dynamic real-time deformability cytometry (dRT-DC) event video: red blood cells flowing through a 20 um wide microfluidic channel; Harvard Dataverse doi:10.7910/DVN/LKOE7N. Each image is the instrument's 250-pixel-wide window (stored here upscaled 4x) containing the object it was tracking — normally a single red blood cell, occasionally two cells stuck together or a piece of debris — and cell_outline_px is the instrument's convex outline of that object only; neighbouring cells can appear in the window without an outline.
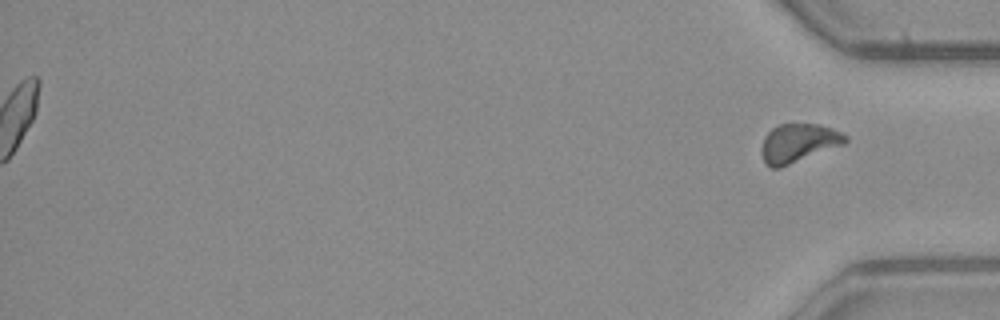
{"species": "common noctule bat (a hibernating species)", "species_latin": "Nyctalus noctula", "temperature_condition": "warm", "stored_images_in_passage": 43, "segment_of_instrument_passage": [2, 2], "camera_frame_rate_fps": 3000, "um_per_image_px": 0.085, "animal": {"sex": "male", "body_mass_g": 23.1, "forearm_length_mm": 52.7}, "frame": {"image": 1, "passage_image": 43, "time_ms": 14.0, "image_size_px": [1000, 320], "cell_outline_px": [[848, 140], [844, 144], [780, 168], [768, 168], [764, 164], [760, 152], [760, 148], [764, 136], [772, 128], [780, 124], [820, 124], [832, 128], [848, 136]], "centroid_in_image_um": [67.82, 12.17], "position_along_channel_um": 367.4, "area_um2": 19.13}}